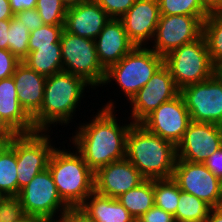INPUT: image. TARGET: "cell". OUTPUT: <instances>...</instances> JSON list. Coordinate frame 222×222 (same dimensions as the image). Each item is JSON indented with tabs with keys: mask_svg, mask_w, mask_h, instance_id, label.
Masks as SVG:
<instances>
[{
	"mask_svg": "<svg viewBox=\"0 0 222 222\" xmlns=\"http://www.w3.org/2000/svg\"><path fill=\"white\" fill-rule=\"evenodd\" d=\"M159 19L158 0H136L120 18L130 41L140 47L152 43Z\"/></svg>",
	"mask_w": 222,
	"mask_h": 222,
	"instance_id": "16",
	"label": "cell"
},
{
	"mask_svg": "<svg viewBox=\"0 0 222 222\" xmlns=\"http://www.w3.org/2000/svg\"><path fill=\"white\" fill-rule=\"evenodd\" d=\"M190 122L189 111L179 93L173 99L163 102L140 124L151 133L177 146Z\"/></svg>",
	"mask_w": 222,
	"mask_h": 222,
	"instance_id": "14",
	"label": "cell"
},
{
	"mask_svg": "<svg viewBox=\"0 0 222 222\" xmlns=\"http://www.w3.org/2000/svg\"><path fill=\"white\" fill-rule=\"evenodd\" d=\"M204 165L217 177H222V147L209 156Z\"/></svg>",
	"mask_w": 222,
	"mask_h": 222,
	"instance_id": "39",
	"label": "cell"
},
{
	"mask_svg": "<svg viewBox=\"0 0 222 222\" xmlns=\"http://www.w3.org/2000/svg\"><path fill=\"white\" fill-rule=\"evenodd\" d=\"M62 1L66 4L67 7H70L89 0H62Z\"/></svg>",
	"mask_w": 222,
	"mask_h": 222,
	"instance_id": "47",
	"label": "cell"
},
{
	"mask_svg": "<svg viewBox=\"0 0 222 222\" xmlns=\"http://www.w3.org/2000/svg\"><path fill=\"white\" fill-rule=\"evenodd\" d=\"M116 99L118 98L102 103L103 106L99 104L98 111L92 112L90 117L85 115L88 121L83 117L85 121L80 120L67 140L83 156L94 173L99 168L126 157V137L133 123L126 116H123L125 120L117 116V111L120 110H115L118 107Z\"/></svg>",
	"mask_w": 222,
	"mask_h": 222,
	"instance_id": "1",
	"label": "cell"
},
{
	"mask_svg": "<svg viewBox=\"0 0 222 222\" xmlns=\"http://www.w3.org/2000/svg\"><path fill=\"white\" fill-rule=\"evenodd\" d=\"M206 222H222V206L212 208Z\"/></svg>",
	"mask_w": 222,
	"mask_h": 222,
	"instance_id": "44",
	"label": "cell"
},
{
	"mask_svg": "<svg viewBox=\"0 0 222 222\" xmlns=\"http://www.w3.org/2000/svg\"><path fill=\"white\" fill-rule=\"evenodd\" d=\"M205 19L189 15H160L149 47L158 55L165 57L182 45L200 38L203 35Z\"/></svg>",
	"mask_w": 222,
	"mask_h": 222,
	"instance_id": "11",
	"label": "cell"
},
{
	"mask_svg": "<svg viewBox=\"0 0 222 222\" xmlns=\"http://www.w3.org/2000/svg\"><path fill=\"white\" fill-rule=\"evenodd\" d=\"M25 215L41 220L58 219L69 208L58 194L49 169L36 175L18 195Z\"/></svg>",
	"mask_w": 222,
	"mask_h": 222,
	"instance_id": "9",
	"label": "cell"
},
{
	"mask_svg": "<svg viewBox=\"0 0 222 222\" xmlns=\"http://www.w3.org/2000/svg\"><path fill=\"white\" fill-rule=\"evenodd\" d=\"M90 89L95 91V88L84 78L66 71L48 76L41 108L32 117L35 130L55 131L52 128H58V125L63 126L62 129L67 128L71 126L70 123L74 124L72 122L77 125L76 112H80L83 108L80 106L86 104L84 98L87 97L86 93H90ZM77 108L79 110H76Z\"/></svg>",
	"mask_w": 222,
	"mask_h": 222,
	"instance_id": "2",
	"label": "cell"
},
{
	"mask_svg": "<svg viewBox=\"0 0 222 222\" xmlns=\"http://www.w3.org/2000/svg\"><path fill=\"white\" fill-rule=\"evenodd\" d=\"M215 74L221 79L222 81V63L215 67Z\"/></svg>",
	"mask_w": 222,
	"mask_h": 222,
	"instance_id": "48",
	"label": "cell"
},
{
	"mask_svg": "<svg viewBox=\"0 0 222 222\" xmlns=\"http://www.w3.org/2000/svg\"><path fill=\"white\" fill-rule=\"evenodd\" d=\"M155 206L175 215L179 204L180 188L172 178L153 179Z\"/></svg>",
	"mask_w": 222,
	"mask_h": 222,
	"instance_id": "28",
	"label": "cell"
},
{
	"mask_svg": "<svg viewBox=\"0 0 222 222\" xmlns=\"http://www.w3.org/2000/svg\"><path fill=\"white\" fill-rule=\"evenodd\" d=\"M94 41L99 62L105 70L118 63L135 47L122 21L115 18H110Z\"/></svg>",
	"mask_w": 222,
	"mask_h": 222,
	"instance_id": "19",
	"label": "cell"
},
{
	"mask_svg": "<svg viewBox=\"0 0 222 222\" xmlns=\"http://www.w3.org/2000/svg\"><path fill=\"white\" fill-rule=\"evenodd\" d=\"M222 147V126L191 121L176 146L177 160L204 163Z\"/></svg>",
	"mask_w": 222,
	"mask_h": 222,
	"instance_id": "15",
	"label": "cell"
},
{
	"mask_svg": "<svg viewBox=\"0 0 222 222\" xmlns=\"http://www.w3.org/2000/svg\"><path fill=\"white\" fill-rule=\"evenodd\" d=\"M180 90L174 83V79L168 68L163 64L128 102L129 111L126 116L132 123H141L150 113L156 110L163 102L176 97Z\"/></svg>",
	"mask_w": 222,
	"mask_h": 222,
	"instance_id": "13",
	"label": "cell"
},
{
	"mask_svg": "<svg viewBox=\"0 0 222 222\" xmlns=\"http://www.w3.org/2000/svg\"><path fill=\"white\" fill-rule=\"evenodd\" d=\"M163 64L164 57L150 47L135 46L118 63L106 70L101 87L104 89L107 85L112 87L114 84L119 86L117 92L121 95L120 100L123 96L128 103Z\"/></svg>",
	"mask_w": 222,
	"mask_h": 222,
	"instance_id": "5",
	"label": "cell"
},
{
	"mask_svg": "<svg viewBox=\"0 0 222 222\" xmlns=\"http://www.w3.org/2000/svg\"><path fill=\"white\" fill-rule=\"evenodd\" d=\"M53 134L57 136L52 137ZM56 137L59 139L58 131H36L18 134L8 143L16 152L18 195L36 175L48 168L50 156L60 144Z\"/></svg>",
	"mask_w": 222,
	"mask_h": 222,
	"instance_id": "6",
	"label": "cell"
},
{
	"mask_svg": "<svg viewBox=\"0 0 222 222\" xmlns=\"http://www.w3.org/2000/svg\"><path fill=\"white\" fill-rule=\"evenodd\" d=\"M145 178L125 157L99 168L95 172V192L106 197L118 198L137 187Z\"/></svg>",
	"mask_w": 222,
	"mask_h": 222,
	"instance_id": "17",
	"label": "cell"
},
{
	"mask_svg": "<svg viewBox=\"0 0 222 222\" xmlns=\"http://www.w3.org/2000/svg\"><path fill=\"white\" fill-rule=\"evenodd\" d=\"M9 2L14 15L23 10L34 9L37 4V0H9Z\"/></svg>",
	"mask_w": 222,
	"mask_h": 222,
	"instance_id": "41",
	"label": "cell"
},
{
	"mask_svg": "<svg viewBox=\"0 0 222 222\" xmlns=\"http://www.w3.org/2000/svg\"><path fill=\"white\" fill-rule=\"evenodd\" d=\"M203 36L214 67L222 63V10H212L203 22Z\"/></svg>",
	"mask_w": 222,
	"mask_h": 222,
	"instance_id": "26",
	"label": "cell"
},
{
	"mask_svg": "<svg viewBox=\"0 0 222 222\" xmlns=\"http://www.w3.org/2000/svg\"><path fill=\"white\" fill-rule=\"evenodd\" d=\"M80 208L97 222H136L116 198L102 196L95 191Z\"/></svg>",
	"mask_w": 222,
	"mask_h": 222,
	"instance_id": "22",
	"label": "cell"
},
{
	"mask_svg": "<svg viewBox=\"0 0 222 222\" xmlns=\"http://www.w3.org/2000/svg\"><path fill=\"white\" fill-rule=\"evenodd\" d=\"M66 138L67 136L64 138L66 142L60 143L62 147L64 146L63 148L59 145L53 150L48 169L63 202L68 207H80L95 191V173L88 167L83 156L74 146L67 143ZM65 143H67L68 149H66Z\"/></svg>",
	"mask_w": 222,
	"mask_h": 222,
	"instance_id": "4",
	"label": "cell"
},
{
	"mask_svg": "<svg viewBox=\"0 0 222 222\" xmlns=\"http://www.w3.org/2000/svg\"><path fill=\"white\" fill-rule=\"evenodd\" d=\"M0 192L18 196L16 152L8 143L0 144Z\"/></svg>",
	"mask_w": 222,
	"mask_h": 222,
	"instance_id": "25",
	"label": "cell"
},
{
	"mask_svg": "<svg viewBox=\"0 0 222 222\" xmlns=\"http://www.w3.org/2000/svg\"><path fill=\"white\" fill-rule=\"evenodd\" d=\"M30 31L28 27L22 24L15 16L10 19V27L8 29V50L17 57L21 62L29 53Z\"/></svg>",
	"mask_w": 222,
	"mask_h": 222,
	"instance_id": "30",
	"label": "cell"
},
{
	"mask_svg": "<svg viewBox=\"0 0 222 222\" xmlns=\"http://www.w3.org/2000/svg\"><path fill=\"white\" fill-rule=\"evenodd\" d=\"M211 10H222V0H203Z\"/></svg>",
	"mask_w": 222,
	"mask_h": 222,
	"instance_id": "45",
	"label": "cell"
},
{
	"mask_svg": "<svg viewBox=\"0 0 222 222\" xmlns=\"http://www.w3.org/2000/svg\"><path fill=\"white\" fill-rule=\"evenodd\" d=\"M174 217L157 206H153L136 222H174Z\"/></svg>",
	"mask_w": 222,
	"mask_h": 222,
	"instance_id": "37",
	"label": "cell"
},
{
	"mask_svg": "<svg viewBox=\"0 0 222 222\" xmlns=\"http://www.w3.org/2000/svg\"><path fill=\"white\" fill-rule=\"evenodd\" d=\"M60 45L63 71L84 78L95 89L101 88L106 70L99 62L95 41L63 30Z\"/></svg>",
	"mask_w": 222,
	"mask_h": 222,
	"instance_id": "8",
	"label": "cell"
},
{
	"mask_svg": "<svg viewBox=\"0 0 222 222\" xmlns=\"http://www.w3.org/2000/svg\"><path fill=\"white\" fill-rule=\"evenodd\" d=\"M41 219L31 216V215H25L22 217L19 221L16 222H39Z\"/></svg>",
	"mask_w": 222,
	"mask_h": 222,
	"instance_id": "46",
	"label": "cell"
},
{
	"mask_svg": "<svg viewBox=\"0 0 222 222\" xmlns=\"http://www.w3.org/2000/svg\"><path fill=\"white\" fill-rule=\"evenodd\" d=\"M64 25H47L30 32L28 49L29 53L38 47L51 46L52 43H60Z\"/></svg>",
	"mask_w": 222,
	"mask_h": 222,
	"instance_id": "32",
	"label": "cell"
},
{
	"mask_svg": "<svg viewBox=\"0 0 222 222\" xmlns=\"http://www.w3.org/2000/svg\"><path fill=\"white\" fill-rule=\"evenodd\" d=\"M6 196L2 193V192H0V203H1V201L5 198Z\"/></svg>",
	"mask_w": 222,
	"mask_h": 222,
	"instance_id": "50",
	"label": "cell"
},
{
	"mask_svg": "<svg viewBox=\"0 0 222 222\" xmlns=\"http://www.w3.org/2000/svg\"><path fill=\"white\" fill-rule=\"evenodd\" d=\"M164 65L170 71L179 90L208 80L215 74L204 36L182 45L164 57Z\"/></svg>",
	"mask_w": 222,
	"mask_h": 222,
	"instance_id": "7",
	"label": "cell"
},
{
	"mask_svg": "<svg viewBox=\"0 0 222 222\" xmlns=\"http://www.w3.org/2000/svg\"><path fill=\"white\" fill-rule=\"evenodd\" d=\"M117 200L137 221L155 205L153 180L145 179L137 187L121 194Z\"/></svg>",
	"mask_w": 222,
	"mask_h": 222,
	"instance_id": "24",
	"label": "cell"
},
{
	"mask_svg": "<svg viewBox=\"0 0 222 222\" xmlns=\"http://www.w3.org/2000/svg\"><path fill=\"white\" fill-rule=\"evenodd\" d=\"M22 62L39 74L52 76L63 71L61 45L52 43L51 46L38 47L37 50L28 53Z\"/></svg>",
	"mask_w": 222,
	"mask_h": 222,
	"instance_id": "23",
	"label": "cell"
},
{
	"mask_svg": "<svg viewBox=\"0 0 222 222\" xmlns=\"http://www.w3.org/2000/svg\"><path fill=\"white\" fill-rule=\"evenodd\" d=\"M172 179L181 191L194 195L211 208L222 206L220 179L204 163L176 160Z\"/></svg>",
	"mask_w": 222,
	"mask_h": 222,
	"instance_id": "12",
	"label": "cell"
},
{
	"mask_svg": "<svg viewBox=\"0 0 222 222\" xmlns=\"http://www.w3.org/2000/svg\"><path fill=\"white\" fill-rule=\"evenodd\" d=\"M136 0H95L110 18L120 19Z\"/></svg>",
	"mask_w": 222,
	"mask_h": 222,
	"instance_id": "34",
	"label": "cell"
},
{
	"mask_svg": "<svg viewBox=\"0 0 222 222\" xmlns=\"http://www.w3.org/2000/svg\"><path fill=\"white\" fill-rule=\"evenodd\" d=\"M109 20L108 14L95 0H89L68 7L64 30L80 37L95 40Z\"/></svg>",
	"mask_w": 222,
	"mask_h": 222,
	"instance_id": "18",
	"label": "cell"
},
{
	"mask_svg": "<svg viewBox=\"0 0 222 222\" xmlns=\"http://www.w3.org/2000/svg\"><path fill=\"white\" fill-rule=\"evenodd\" d=\"M63 222H97L85 213L80 207H69L60 217Z\"/></svg>",
	"mask_w": 222,
	"mask_h": 222,
	"instance_id": "38",
	"label": "cell"
},
{
	"mask_svg": "<svg viewBox=\"0 0 222 222\" xmlns=\"http://www.w3.org/2000/svg\"><path fill=\"white\" fill-rule=\"evenodd\" d=\"M25 216L18 196H6L0 203V221L16 222Z\"/></svg>",
	"mask_w": 222,
	"mask_h": 222,
	"instance_id": "33",
	"label": "cell"
},
{
	"mask_svg": "<svg viewBox=\"0 0 222 222\" xmlns=\"http://www.w3.org/2000/svg\"><path fill=\"white\" fill-rule=\"evenodd\" d=\"M180 94L191 121L222 126V81L216 74L208 80L182 88Z\"/></svg>",
	"mask_w": 222,
	"mask_h": 222,
	"instance_id": "10",
	"label": "cell"
},
{
	"mask_svg": "<svg viewBox=\"0 0 222 222\" xmlns=\"http://www.w3.org/2000/svg\"><path fill=\"white\" fill-rule=\"evenodd\" d=\"M126 158L145 179L172 178L176 146L140 123H133L126 137Z\"/></svg>",
	"mask_w": 222,
	"mask_h": 222,
	"instance_id": "3",
	"label": "cell"
},
{
	"mask_svg": "<svg viewBox=\"0 0 222 222\" xmlns=\"http://www.w3.org/2000/svg\"><path fill=\"white\" fill-rule=\"evenodd\" d=\"M160 15H189L207 18L212 11L203 0H158Z\"/></svg>",
	"mask_w": 222,
	"mask_h": 222,
	"instance_id": "29",
	"label": "cell"
},
{
	"mask_svg": "<svg viewBox=\"0 0 222 222\" xmlns=\"http://www.w3.org/2000/svg\"><path fill=\"white\" fill-rule=\"evenodd\" d=\"M212 208L201 199L181 191L174 217L178 222H206Z\"/></svg>",
	"mask_w": 222,
	"mask_h": 222,
	"instance_id": "27",
	"label": "cell"
},
{
	"mask_svg": "<svg viewBox=\"0 0 222 222\" xmlns=\"http://www.w3.org/2000/svg\"><path fill=\"white\" fill-rule=\"evenodd\" d=\"M20 62L9 50L0 49V80L11 77Z\"/></svg>",
	"mask_w": 222,
	"mask_h": 222,
	"instance_id": "35",
	"label": "cell"
},
{
	"mask_svg": "<svg viewBox=\"0 0 222 222\" xmlns=\"http://www.w3.org/2000/svg\"><path fill=\"white\" fill-rule=\"evenodd\" d=\"M39 222H63L60 218L58 219H44L40 220Z\"/></svg>",
	"mask_w": 222,
	"mask_h": 222,
	"instance_id": "49",
	"label": "cell"
},
{
	"mask_svg": "<svg viewBox=\"0 0 222 222\" xmlns=\"http://www.w3.org/2000/svg\"><path fill=\"white\" fill-rule=\"evenodd\" d=\"M18 133L4 120L0 114V144L9 143Z\"/></svg>",
	"mask_w": 222,
	"mask_h": 222,
	"instance_id": "40",
	"label": "cell"
},
{
	"mask_svg": "<svg viewBox=\"0 0 222 222\" xmlns=\"http://www.w3.org/2000/svg\"><path fill=\"white\" fill-rule=\"evenodd\" d=\"M14 13L11 10L9 0H0V20L12 19Z\"/></svg>",
	"mask_w": 222,
	"mask_h": 222,
	"instance_id": "43",
	"label": "cell"
},
{
	"mask_svg": "<svg viewBox=\"0 0 222 222\" xmlns=\"http://www.w3.org/2000/svg\"><path fill=\"white\" fill-rule=\"evenodd\" d=\"M14 16L19 21H21L22 24L28 27L30 32L44 25L42 18L40 17L38 11L35 8L20 11Z\"/></svg>",
	"mask_w": 222,
	"mask_h": 222,
	"instance_id": "36",
	"label": "cell"
},
{
	"mask_svg": "<svg viewBox=\"0 0 222 222\" xmlns=\"http://www.w3.org/2000/svg\"><path fill=\"white\" fill-rule=\"evenodd\" d=\"M10 19L0 20V49L8 50V29Z\"/></svg>",
	"mask_w": 222,
	"mask_h": 222,
	"instance_id": "42",
	"label": "cell"
},
{
	"mask_svg": "<svg viewBox=\"0 0 222 222\" xmlns=\"http://www.w3.org/2000/svg\"><path fill=\"white\" fill-rule=\"evenodd\" d=\"M13 77L0 80V114L18 133L36 132L32 117L21 106Z\"/></svg>",
	"mask_w": 222,
	"mask_h": 222,
	"instance_id": "21",
	"label": "cell"
},
{
	"mask_svg": "<svg viewBox=\"0 0 222 222\" xmlns=\"http://www.w3.org/2000/svg\"><path fill=\"white\" fill-rule=\"evenodd\" d=\"M35 9L44 24L64 25L68 7L62 0H37Z\"/></svg>",
	"mask_w": 222,
	"mask_h": 222,
	"instance_id": "31",
	"label": "cell"
},
{
	"mask_svg": "<svg viewBox=\"0 0 222 222\" xmlns=\"http://www.w3.org/2000/svg\"><path fill=\"white\" fill-rule=\"evenodd\" d=\"M12 77L21 106L33 117L41 108L47 77L30 69L23 62L16 66Z\"/></svg>",
	"mask_w": 222,
	"mask_h": 222,
	"instance_id": "20",
	"label": "cell"
},
{
	"mask_svg": "<svg viewBox=\"0 0 222 222\" xmlns=\"http://www.w3.org/2000/svg\"><path fill=\"white\" fill-rule=\"evenodd\" d=\"M220 186H221V190H222V177L220 178Z\"/></svg>",
	"mask_w": 222,
	"mask_h": 222,
	"instance_id": "51",
	"label": "cell"
}]
</instances>
